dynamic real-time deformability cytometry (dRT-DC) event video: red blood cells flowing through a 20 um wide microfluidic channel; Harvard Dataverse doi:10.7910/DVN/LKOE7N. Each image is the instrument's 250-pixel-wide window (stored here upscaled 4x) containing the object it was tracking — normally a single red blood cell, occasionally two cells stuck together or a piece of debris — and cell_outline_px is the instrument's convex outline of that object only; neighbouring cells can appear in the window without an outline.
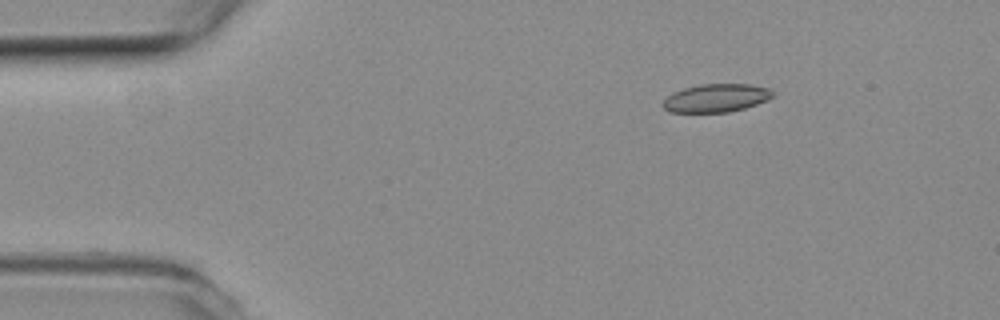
{"species": "common noctule bat (a hibernating species)", "species_latin": "Nyctalus noctula", "temperature_condition": "room temperature", "stored_images_in_passage": 22, "camera_frame_rate_fps": 3000, "um_per_image_px": 0.085, "animal": {"sex": "female", "body_mass_g": 19.3, "forearm_length_mm": 54.1}, "frame": {"image": 1, "passage_image": 1, "time_ms": 0.0, "image_size_px": [1000, 320], "cell_outline_px": [[772, 96], [768, 100], [744, 108], [728, 112], [668, 112], [660, 104], [672, 92], [684, 88], [700, 84], [752, 84], [772, 88]], "centroid_in_image_um": [60.86, 8.32], "position_along_channel_um": 24.1, "area_um2": 18.15}}
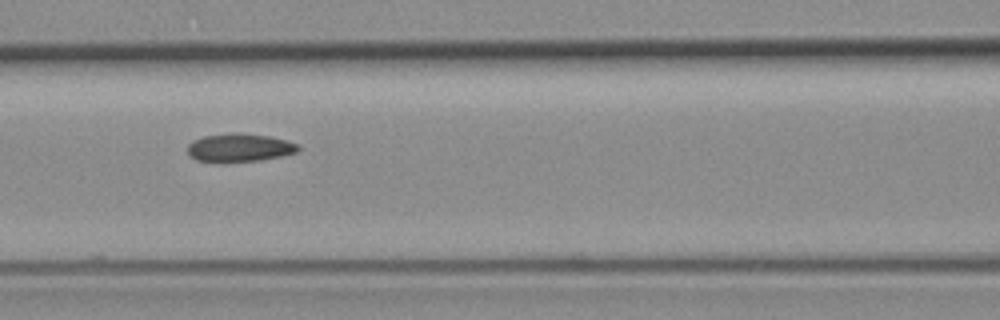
{"frame": {"image": 2, "passage_image": 16, "time_ms": 5.0, "image_size_px": [1000, 320], "cell_outline_px": [[300, 148], [296, 152], [280, 156], [260, 160], [196, 160], [188, 152], [188, 144], [192, 140], [204, 136], [232, 132], [268, 136], [284, 140], [296, 144]], "centroid_in_image_um": [20.34, 12.52], "position_along_channel_um": 146.3, "area_um2": 17.46}}
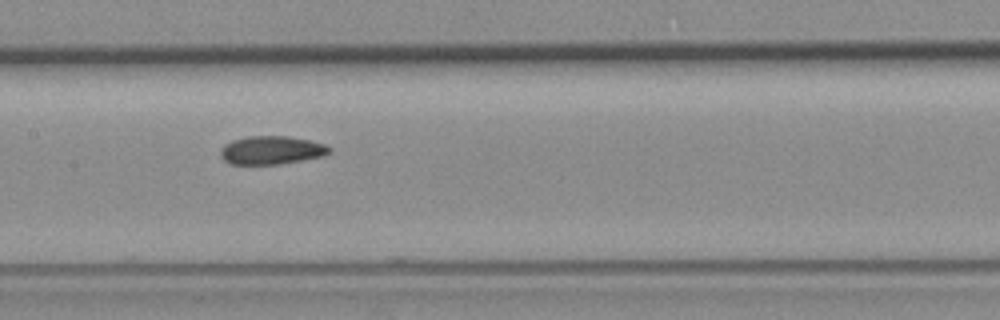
{"frame": {"image": 3, "passage_image": 19, "time_ms": 6.0, "image_size_px": [1000, 320], "cell_outline_px": [[332, 152], [324, 156], [280, 164], [232, 164], [224, 160], [220, 156], [220, 148], [224, 144], [232, 140], [248, 136], [288, 136], [308, 140], [324, 144], [332, 148]], "centroid_in_image_um": [23.07, 12.76], "position_along_channel_um": 184.3, "area_um2": 18.09}}